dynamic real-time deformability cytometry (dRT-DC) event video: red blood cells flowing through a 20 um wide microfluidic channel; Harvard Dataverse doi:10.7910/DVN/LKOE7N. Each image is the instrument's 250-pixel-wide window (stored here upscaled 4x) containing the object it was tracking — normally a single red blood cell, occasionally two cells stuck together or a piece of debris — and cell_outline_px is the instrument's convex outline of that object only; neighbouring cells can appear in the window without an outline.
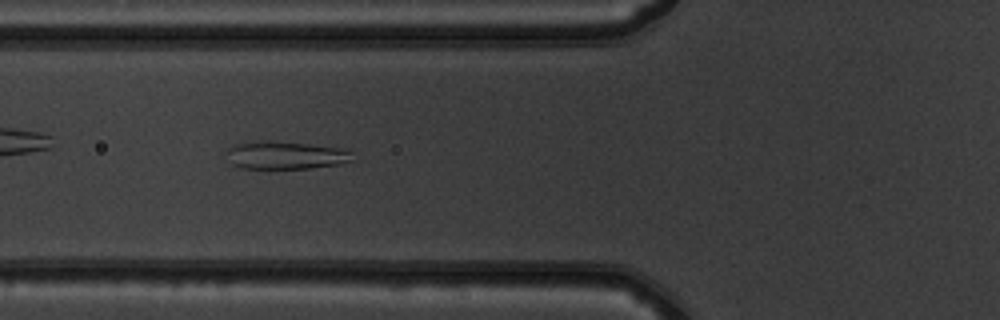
{"species": "common noctule bat (a hibernating species)", "species_latin": "Nyctalus noctula", "temperature_condition": "warm", "stored_images_in_passage": 50, "camera_frame_rate_fps": 3000, "um_per_image_px": 0.085, "animal": {"sex": "male", "body_mass_g": 19.5, "forearm_length_mm": 54.6}, "frame": {"image": 1, "passage_image": 19, "time_ms": 6.0, "image_size_px": [1000, 320], "cell_outline_px": [[348, 160], [340, 164], [308, 168], [240, 168], [232, 164], [228, 148], [236, 144], [260, 140], [268, 140], [348, 148]], "centroid_in_image_um": [24.25, 13.18], "position_along_channel_um": 101.6, "area_um2": 20.0}}
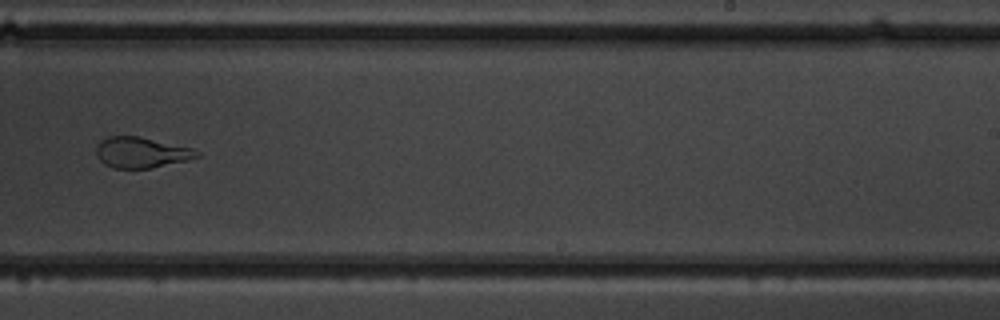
{"frame": {"image": 2, "passage_image": 32, "time_ms": 10.333, "image_size_px": [1000, 320], "cell_outline_px": [[200, 156], [188, 160], [152, 168], [112, 168], [104, 164], [96, 156], [96, 144], [100, 140], [108, 136], [140, 136], [192, 148], [200, 152]], "centroid_in_image_um": [11.99, 12.96], "position_along_channel_um": 277.0, "area_um2": 18.21}}
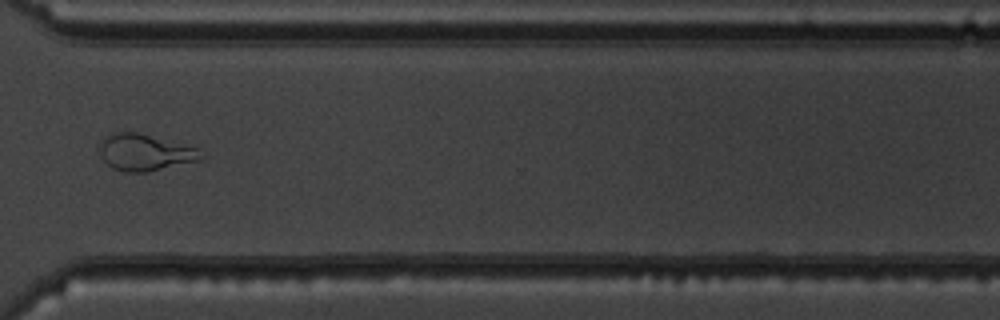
{"frame": {"image": 3, "passage_image": 38, "time_ms": 12.333, "image_size_px": [1000, 320], "cell_outline_px": [[204, 156], [200, 160], [144, 172], [128, 172], [112, 168], [104, 160], [100, 152], [100, 144], [104, 136], [112, 132], [136, 132], [196, 148]], "centroid_in_image_um": [12.27, 12.95], "position_along_channel_um": 358.3, "area_um2": 21.1}, "authors_computed_cell_mechanics": {"area_um2": 25.2008, "velocity_mm_per_s": 4.0475, "shape_relaxation_time_tau1_ms": null, "shape_relaxation_time_tau2_ms": 0.9065, "deformation_change_tau1": null, "deformation_change_tau2": 0.0805}}